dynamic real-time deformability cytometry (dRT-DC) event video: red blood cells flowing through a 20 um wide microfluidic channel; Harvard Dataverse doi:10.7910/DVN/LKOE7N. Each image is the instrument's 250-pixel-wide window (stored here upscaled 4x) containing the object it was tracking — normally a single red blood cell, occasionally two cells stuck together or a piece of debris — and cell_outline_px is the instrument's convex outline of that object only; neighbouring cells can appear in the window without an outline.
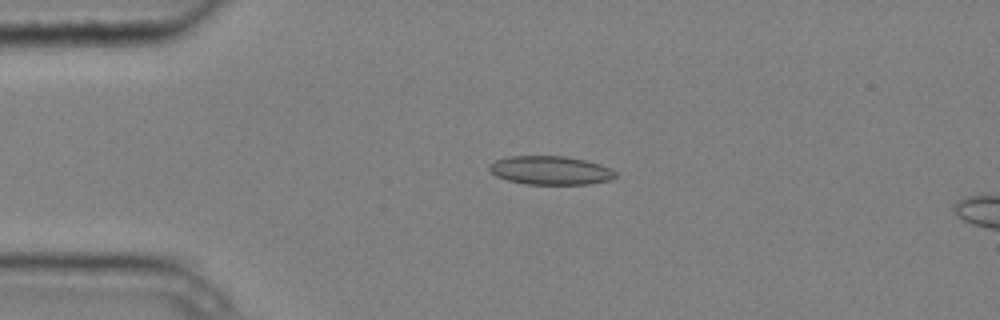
{"species": "common noctule bat (a hibernating species)", "species_latin": "Nyctalus noctula", "temperature_condition": "cold", "stored_images_in_passage": 6, "camera_frame_rate_fps": 3000, "um_per_image_px": 0.085, "animal": {"sex": "male", "body_mass_g": 20.4}, "frame": {"image": 1, "passage_image": 4, "time_ms": 1.0, "image_size_px": [1000, 320], "cell_outline_px": [[616, 176], [612, 180], [588, 184], [524, 184], [508, 180], [496, 176], [488, 168], [488, 164], [496, 160], [508, 156], [564, 156], [584, 160], [600, 164], [612, 168], [616, 172]], "centroid_in_image_um": [46.8, 14.48], "position_along_channel_um": 38.2, "area_um2": 21.15}}
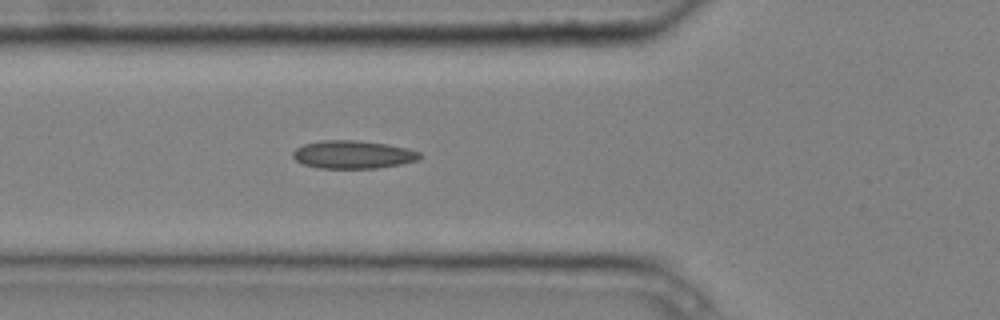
{"frame": {"image": 2, "passage_image": 6, "time_ms": 1.667, "image_size_px": [1000, 320], "cell_outline_px": [[424, 156], [416, 160], [400, 164], [376, 168], [316, 168], [304, 164], [296, 160], [292, 156], [292, 152], [296, 148], [304, 144], [320, 140], [360, 140], [388, 144], [408, 148], [420, 152]], "centroid_in_image_um": [30.0, 13.13], "position_along_channel_um": 95.8, "area_um2": 20.87}}